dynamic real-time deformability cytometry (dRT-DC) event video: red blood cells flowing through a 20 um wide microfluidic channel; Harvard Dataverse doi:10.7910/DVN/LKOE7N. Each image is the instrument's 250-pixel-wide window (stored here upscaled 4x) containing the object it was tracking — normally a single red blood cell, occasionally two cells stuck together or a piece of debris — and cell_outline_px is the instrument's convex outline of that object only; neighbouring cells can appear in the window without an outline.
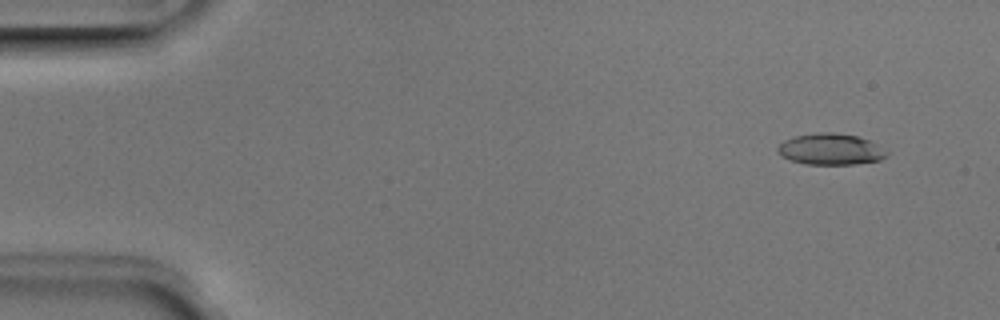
{"species": "Egyptian fruit bat (a non-hibernating species)", "species_latin": "Rousettus aegyptiacus", "temperature_condition": "room temperature", "stored_images_in_passage": 4, "camera_frame_rate_fps": 3000, "um_per_image_px": 0.085, "animal": {"sex": "male"}, "frame": {"image": 1, "passage_image": 2, "time_ms": 0.333, "image_size_px": [1000, 320], "cell_outline_px": [[888, 156], [880, 160], [852, 164], [808, 164], [792, 160], [784, 156], [776, 148], [784, 140], [796, 136], [816, 132], [832, 132], [856, 136], [868, 140], [888, 152]], "centroid_in_image_um": [70.61, 12.68], "position_along_channel_um": 14.4, "area_um2": 19.48}}
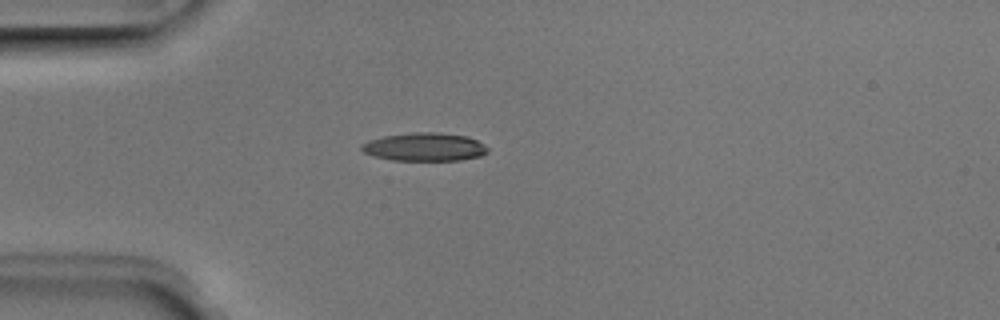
{"frame": {"image": 2, "passage_image": 4, "time_ms": 1.0, "image_size_px": [1000, 320], "cell_outline_px": [[488, 152], [480, 156], [460, 160], [392, 160], [376, 156], [364, 152], [360, 148], [360, 144], [368, 140], [384, 136], [412, 132], [436, 132], [468, 136], [484, 144], [488, 148]], "centroid_in_image_um": [36.09, 12.48], "position_along_channel_um": 48.9, "area_um2": 20.75}}